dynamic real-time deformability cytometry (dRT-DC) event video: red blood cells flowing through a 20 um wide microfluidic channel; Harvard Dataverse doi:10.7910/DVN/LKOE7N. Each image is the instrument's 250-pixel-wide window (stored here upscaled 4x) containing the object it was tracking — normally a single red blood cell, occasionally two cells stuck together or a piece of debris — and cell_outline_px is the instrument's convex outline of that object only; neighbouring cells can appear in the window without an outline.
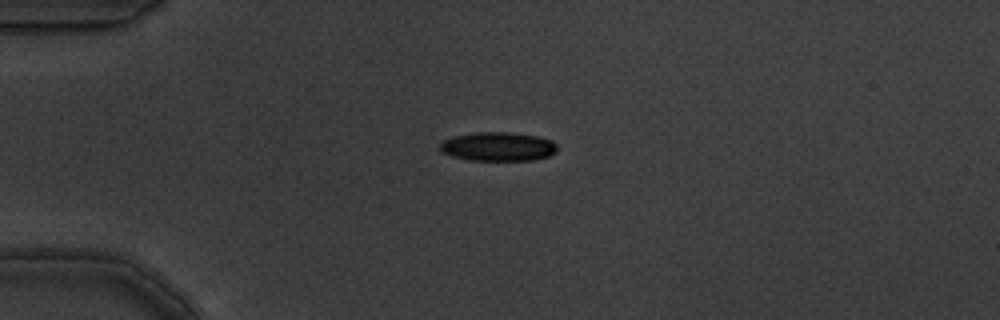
{"species": "common noctule bat (a hibernating species)", "species_latin": "Nyctalus noctula", "temperature_condition": "warm", "stored_images_in_passage": 2, "camera_frame_rate_fps": 3000, "um_per_image_px": 0.085, "animal": {"sex": "male", "body_mass_g": 19.5, "forearm_length_mm": 54.6}, "frame": {"image": 1, "passage_image": 1, "time_ms": 0.0, "image_size_px": [1000, 320], "cell_outline_px": [[556, 152], [548, 156], [532, 160], [468, 160], [452, 156], [440, 152], [440, 144], [444, 140], [456, 136], [476, 132], [508, 132], [536, 136], [552, 140], [556, 144]], "centroid_in_image_um": [42.33, 12.46], "position_along_channel_um": 42.7, "area_um2": 19.65}}